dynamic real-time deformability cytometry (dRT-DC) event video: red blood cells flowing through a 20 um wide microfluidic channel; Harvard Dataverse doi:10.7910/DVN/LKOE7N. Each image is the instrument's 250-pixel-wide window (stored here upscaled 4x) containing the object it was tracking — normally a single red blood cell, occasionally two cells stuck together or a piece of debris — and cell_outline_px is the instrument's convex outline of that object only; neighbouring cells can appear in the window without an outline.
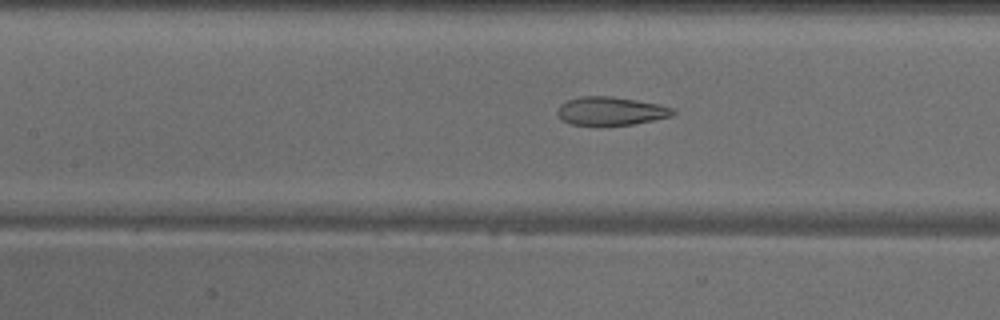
{"species": "common noctule bat (a hibernating species)", "species_latin": "Nyctalus noctula", "temperature_condition": "warm", "stored_images_in_passage": 35, "camera_frame_rate_fps": 3000, "um_per_image_px": 0.085, "animal": {"sex": "male", "body_mass_g": 18.8}, "frame": {"image": 1, "passage_image": 21, "time_ms": 6.667, "image_size_px": [1000, 320], "cell_outline_px": [[676, 112], [672, 116], [632, 124], [572, 124], [564, 120], [556, 112], [556, 108], [560, 104], [568, 100], [580, 96], [612, 96], [660, 104], [676, 108]], "centroid_in_image_um": [51.95, 9.41], "position_along_channel_um": 155.5, "area_um2": 18.9}}
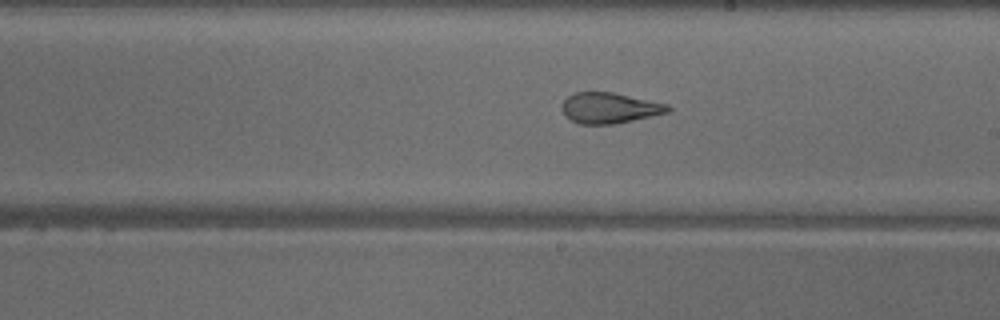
{"frame": {"image": 2, "passage_image": 27, "time_ms": 8.667, "image_size_px": [1000, 320], "cell_outline_px": [[672, 108], [668, 112], [652, 116], [616, 124], [580, 124], [564, 116], [560, 108], [560, 104], [568, 96], [576, 92], [612, 92], [668, 104]], "centroid_in_image_um": [51.78, 9.18], "position_along_channel_um": 237.2, "area_um2": 19.07}}
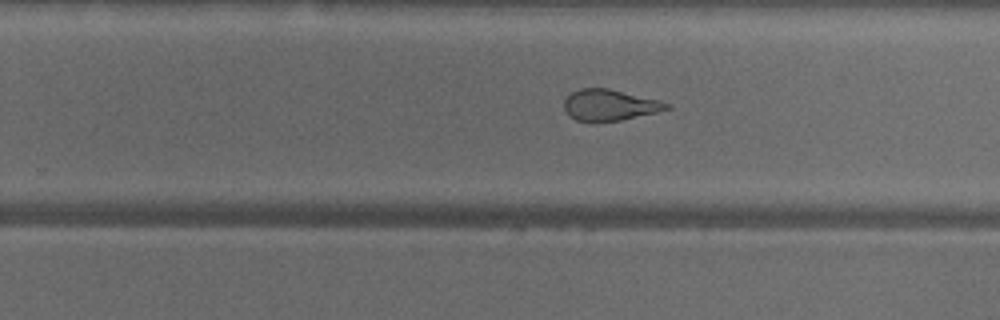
{"frame": {"image": 3, "passage_image": 30, "time_ms": 9.667, "image_size_px": [1000, 320], "cell_outline_px": [[672, 108], [656, 112], [620, 120], [596, 124], [592, 124], [576, 120], [568, 116], [564, 108], [564, 100], [572, 92], [580, 88], [608, 88], [660, 100], [672, 104]], "centroid_in_image_um": [51.8, 8.96], "position_along_channel_um": 278.0, "area_um2": 19.07}}